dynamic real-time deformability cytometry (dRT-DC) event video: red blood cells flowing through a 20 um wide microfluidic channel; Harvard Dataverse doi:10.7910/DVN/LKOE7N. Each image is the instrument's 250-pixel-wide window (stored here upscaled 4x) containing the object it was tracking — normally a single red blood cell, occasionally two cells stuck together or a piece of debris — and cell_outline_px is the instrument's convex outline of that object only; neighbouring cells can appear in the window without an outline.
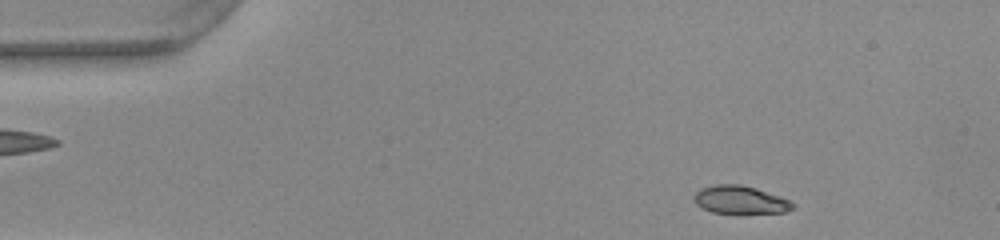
{"species": "common noctule bat (a hibernating species)", "species_latin": "Nyctalus noctula", "temperature_condition": "warm", "stored_images_in_passage": 42, "camera_frame_rate_fps": 3000, "um_per_image_px": 0.085, "animal": {"sex": "female", "body_mass_g": 22.0, "forearm_length_mm": 56.7}, "frame": {"image": 1, "passage_image": 5, "time_ms": 1.333, "image_size_px": [1000, 240], "cell_outline_px": [[796, 204], [792, 208], [784, 212], [740, 216], [712, 212], [696, 204], [692, 196], [700, 188], [716, 184], [740, 184], [756, 188], [780, 196]], "centroid_in_image_um": [62.92, 17.03], "position_along_channel_um": 22.1, "area_um2": 16.82}}
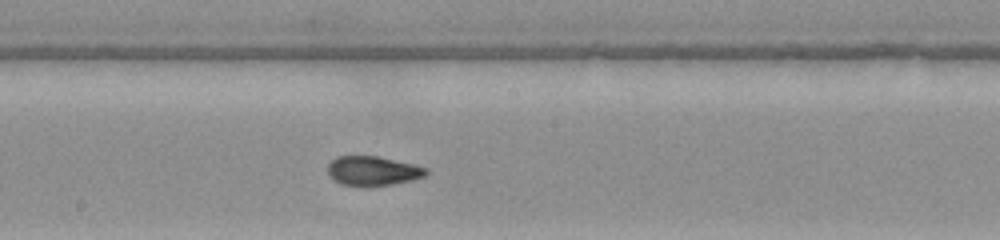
{"frame": {"image": 2, "passage_image": 26, "time_ms": 8.333, "image_size_px": [1000, 240], "cell_outline_px": [[428, 172], [424, 176], [412, 180], [372, 188], [360, 188], [340, 184], [332, 180], [328, 176], [328, 164], [336, 156], [376, 156], [412, 164], [428, 168]], "centroid_in_image_um": [31.63, 14.57], "position_along_channel_um": 216.6, "area_um2": 17.34}}
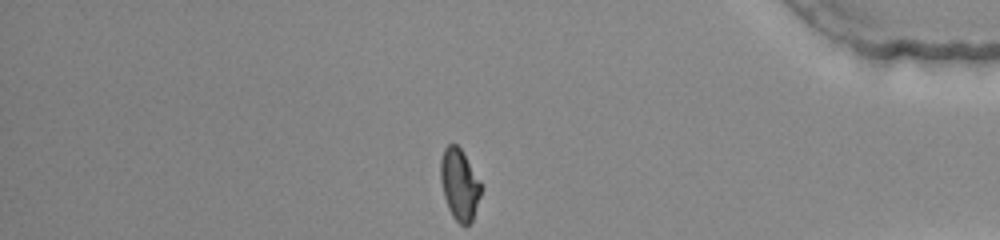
{"frame": {"image": 3, "passage_image": 42, "time_ms": 13.667, "image_size_px": [1000, 240], "cell_outline_px": [[480, 196], [472, 220], [468, 224], [460, 224], [452, 216], [448, 208], [444, 196], [440, 180], [440, 160], [444, 148], [448, 144], [456, 144], [464, 152], [480, 180]], "centroid_in_image_um": [39.04, 15.64], "position_along_channel_um": 396.2, "area_um2": 16.76}, "authors_computed_cell_mechanics": {"area_um2": 17.1377, "velocity_mm_per_s": 3.9635, "shape_relaxation_time_tau1_ms": null, "shape_relaxation_time_tau2_ms": 1.0598, "deformation_change_tau1": null, "deformation_change_tau2": 0.0573}}